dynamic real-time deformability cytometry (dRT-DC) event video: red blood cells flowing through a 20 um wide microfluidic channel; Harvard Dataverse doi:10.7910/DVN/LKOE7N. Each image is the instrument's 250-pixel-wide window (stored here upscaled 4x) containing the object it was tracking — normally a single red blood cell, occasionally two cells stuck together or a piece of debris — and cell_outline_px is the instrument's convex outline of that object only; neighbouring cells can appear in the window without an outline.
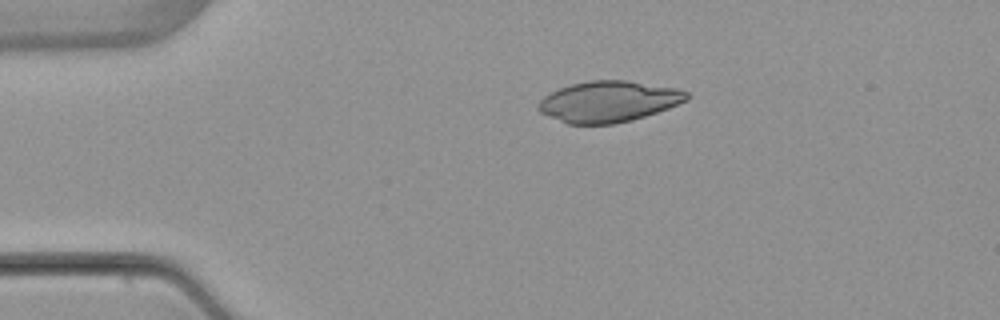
{"species": "common noctule bat (a hibernating species)", "species_latin": "Nyctalus noctula", "temperature_condition": "warm", "stored_images_in_passage": 2, "camera_frame_rate_fps": 3000, "um_per_image_px": 0.085, "animal": {"sex": "female", "body_mass_g": 22.7, "forearm_length_mm": 54.2}, "frame": {"image": 1, "passage_image": 1, "time_ms": 0.0, "image_size_px": [1000, 320], "cell_outline_px": [[692, 96], [688, 100], [668, 108], [632, 120], [612, 124], [568, 124], [548, 116], [540, 112], [536, 108], [536, 104], [544, 96], [560, 88], [572, 84], [588, 80], [628, 80], [676, 88], [688, 92]], "centroid_in_image_um": [51.73, 8.62], "position_along_channel_um": 33.3, "area_um2": 35.55}}